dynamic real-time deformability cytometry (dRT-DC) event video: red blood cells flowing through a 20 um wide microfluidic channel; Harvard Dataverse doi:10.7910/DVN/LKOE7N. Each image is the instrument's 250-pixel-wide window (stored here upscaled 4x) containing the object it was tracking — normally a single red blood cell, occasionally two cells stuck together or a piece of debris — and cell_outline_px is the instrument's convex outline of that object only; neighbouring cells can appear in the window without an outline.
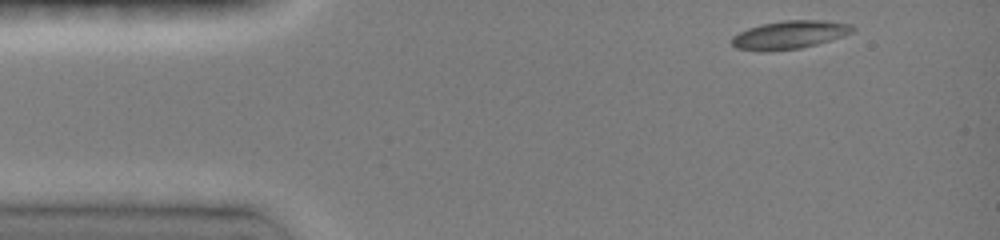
{"species": "common noctule bat (a hibernating species)", "species_latin": "Nyctalus noctula", "temperature_condition": "room temperature", "stored_images_in_passage": 8, "camera_frame_rate_fps": 3000, "um_per_image_px": 0.085, "animal": {"sex": "female", "body_mass_g": 19.0, "forearm_length_mm": 51.5}, "frame": {"image": 1, "passage_image": 1, "time_ms": 0.0, "image_size_px": [1000, 240], "cell_outline_px": [[856, 28], [852, 32], [816, 44], [800, 48], [768, 52], [736, 48], [732, 44], [732, 36], [748, 28], [760, 24], [784, 20], [824, 20], [852, 24]], "centroid_in_image_um": [67.09, 2.95], "position_along_channel_um": 17.9, "area_um2": 19.77}}
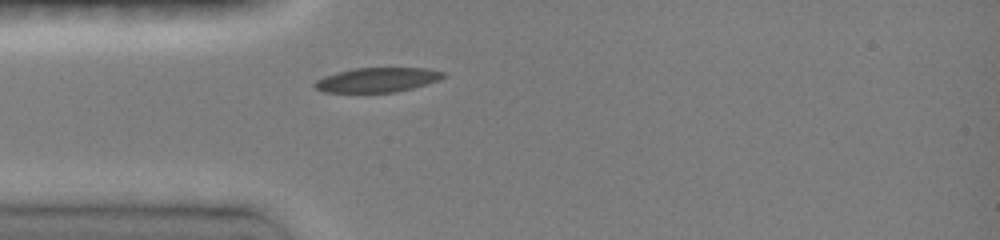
{"frame": {"image": 2, "passage_image": 8, "time_ms": 2.667, "image_size_px": [1000, 240], "cell_outline_px": [[444, 76], [440, 80], [412, 88], [396, 92], [324, 92], [316, 88], [312, 84], [316, 80], [324, 76], [336, 72], [352, 68], [428, 68], [444, 72]], "centroid_in_image_um": [32.05, 6.78], "position_along_channel_um": 52.9, "area_um2": 18.38}}